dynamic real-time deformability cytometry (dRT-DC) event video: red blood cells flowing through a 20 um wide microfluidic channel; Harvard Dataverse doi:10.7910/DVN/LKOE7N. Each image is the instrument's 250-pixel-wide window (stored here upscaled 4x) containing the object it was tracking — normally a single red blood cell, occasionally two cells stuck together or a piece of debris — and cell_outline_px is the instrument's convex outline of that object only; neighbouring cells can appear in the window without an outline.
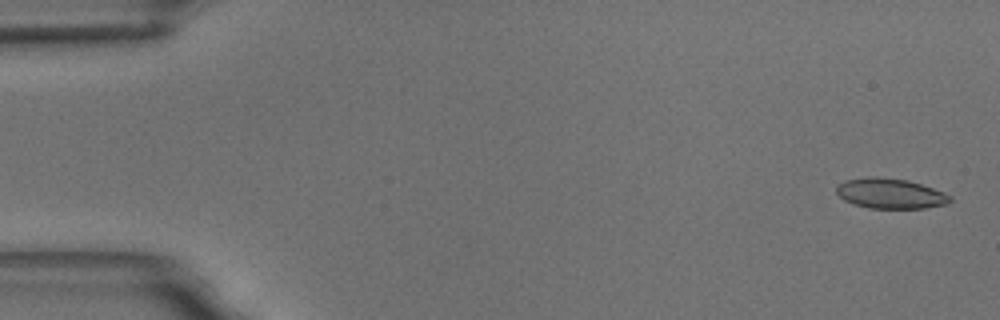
{"species": "common noctule bat (a hibernating species)", "species_latin": "Nyctalus noctula", "temperature_condition": "room temperature", "stored_images_in_passage": 15, "camera_frame_rate_fps": 3000, "um_per_image_px": 0.085, "animal": {"sex": "male", "body_mass_g": 18.8}, "frame": {"image": 1, "passage_image": 1, "time_ms": 0.0, "image_size_px": [1000, 320], "cell_outline_px": [[952, 200], [948, 204], [924, 208], [868, 208], [844, 200], [836, 192], [836, 184], [844, 180], [868, 176], [872, 176], [908, 180], [944, 192], [952, 196]], "centroid_in_image_um": [75.67, 16.44], "position_along_channel_um": 9.3, "area_um2": 20.06}}
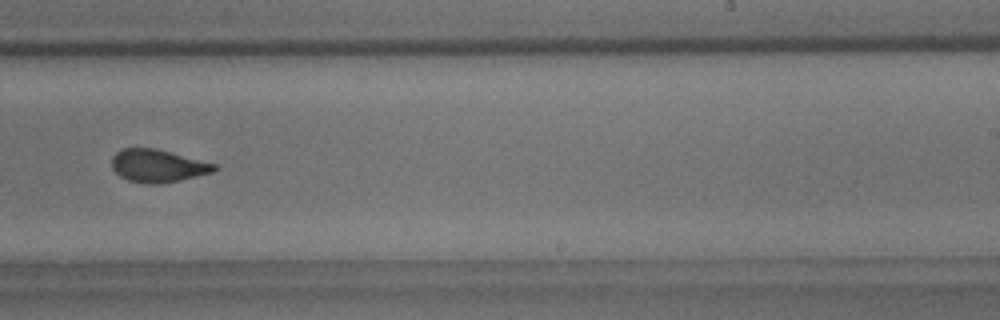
{"frame": {"image": 2, "passage_image": 10, "time_ms": 11.333, "image_size_px": [1000, 320], "cell_outline_px": [[220, 168], [212, 172], [180, 180], [160, 184], [148, 184], [128, 180], [120, 176], [112, 168], [112, 156], [116, 152], [124, 148], [156, 148], [216, 164]], "centroid_in_image_um": [13.41, 14.09], "position_along_channel_um": 275.6, "area_um2": 19.54}}
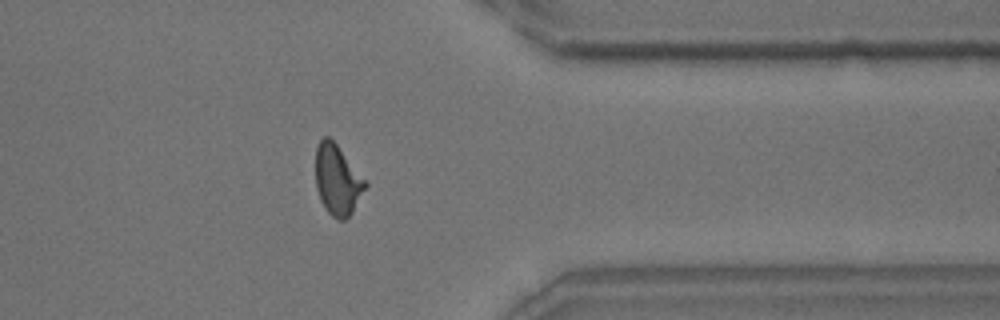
{"frame": {"image": 3, "passage_image": 13, "time_ms": 14.667, "image_size_px": [1000, 320], "cell_outline_px": [[368, 184], [352, 212], [344, 220], [340, 220], [332, 216], [324, 208], [320, 200], [316, 188], [316, 148], [320, 140], [324, 136], [328, 136], [336, 144]], "centroid_in_image_um": [28.66, 15.31], "position_along_channel_um": 382.7, "area_um2": 20.0}, "authors_computed_cell_mechanics": {"area_um2": 20.0566, "velocity_mm_per_s": 3.5416, "shape_relaxation_time_tau1_ms": 4.3932, "shape_relaxation_time_tau2_ms": 0.8599, "deformation_change_tau1": 0.1333, "deformation_change_tau2": 0.0504}}